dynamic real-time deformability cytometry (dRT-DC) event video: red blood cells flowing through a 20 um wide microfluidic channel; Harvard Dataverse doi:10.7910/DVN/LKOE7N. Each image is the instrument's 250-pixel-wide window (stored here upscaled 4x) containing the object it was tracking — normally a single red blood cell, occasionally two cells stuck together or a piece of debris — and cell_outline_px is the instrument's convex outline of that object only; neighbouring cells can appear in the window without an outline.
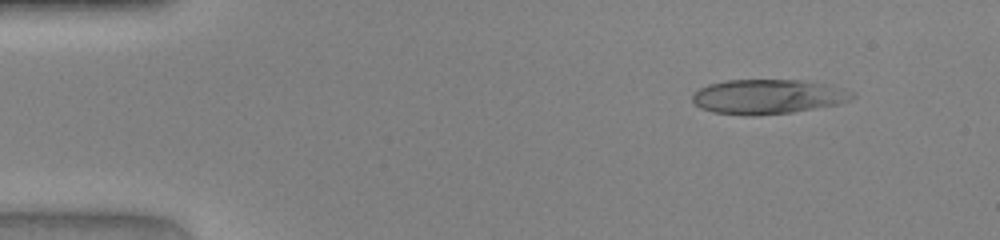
{"species": "human", "species_latin": "Homo sapiens", "temperature_condition": "warm", "stored_images_in_passage": 46, "camera_frame_rate_fps": 3000, "um_per_image_px": 0.085, "donor": {"sex": "female"}, "frame": {"image": 1, "passage_image": 5, "time_ms": 1.333, "image_size_px": [1000, 240], "cell_outline_px": [[856, 96], [840, 104], [792, 112], [756, 116], [744, 116], [712, 112], [700, 108], [692, 100], [692, 96], [700, 88], [708, 84], [724, 80], [804, 80], [832, 84], [856, 92]], "centroid_in_image_um": [65.32, 8.21], "position_along_channel_um": 19.7, "area_um2": 32.77}}
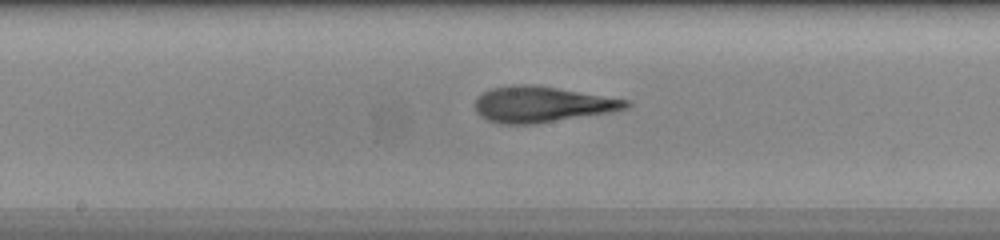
{"frame": {"image": 2, "passage_image": 24, "time_ms": 7.667, "image_size_px": [1000, 240], "cell_outline_px": [[632, 104], [628, 108], [616, 112], [536, 124], [500, 124], [488, 120], [480, 116], [476, 112], [476, 96], [492, 88], [512, 84], [536, 84], [628, 100]], "centroid_in_image_um": [46.09, 8.88], "position_along_channel_um": 202.1, "area_um2": 32.02}}
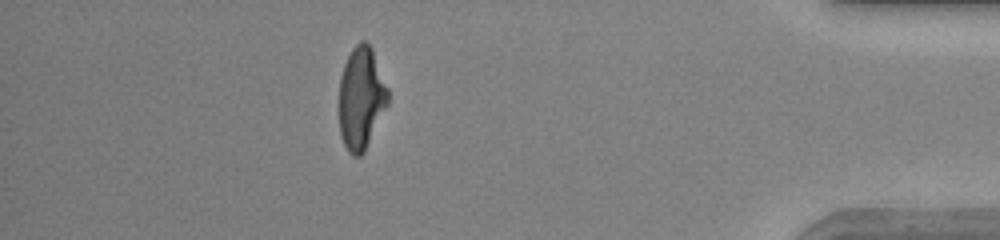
{"frame": {"image": 3, "passage_image": 41, "time_ms": 13.333, "image_size_px": [1000, 240], "cell_outline_px": [[388, 104], [364, 152], [360, 156], [352, 156], [348, 152], [340, 136], [340, 76], [344, 64], [352, 48], [360, 40], [364, 40], [372, 48], [388, 88]], "centroid_in_image_um": [30.7, 8.34], "position_along_channel_um": 404.5, "area_um2": 29.07}}